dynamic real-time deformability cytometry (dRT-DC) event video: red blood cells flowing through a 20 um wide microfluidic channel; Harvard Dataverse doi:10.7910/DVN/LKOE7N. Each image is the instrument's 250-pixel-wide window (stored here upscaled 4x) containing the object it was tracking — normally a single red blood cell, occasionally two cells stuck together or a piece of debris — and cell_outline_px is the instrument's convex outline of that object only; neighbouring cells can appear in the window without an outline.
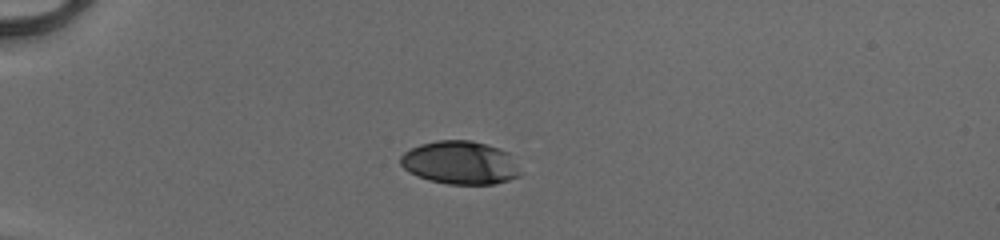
{"species": "human", "species_latin": "Homo sapiens", "temperature_condition": "cold", "stored_images_in_passage": 37, "camera_frame_rate_fps": 3000, "um_per_image_px": 0.085, "donor": {"sex": "male"}, "frame": {"image": 1, "passage_image": 1, "time_ms": 0.0, "image_size_px": [1000, 240], "cell_outline_px": [[520, 176], [496, 184], [448, 184], [428, 180], [408, 172], [400, 164], [400, 156], [404, 152], [420, 144], [436, 140], [472, 140], [500, 148], [508, 152], [520, 172]], "centroid_in_image_um": [39.09, 13.82], "position_along_channel_um": 45.9, "area_um2": 30.23}}
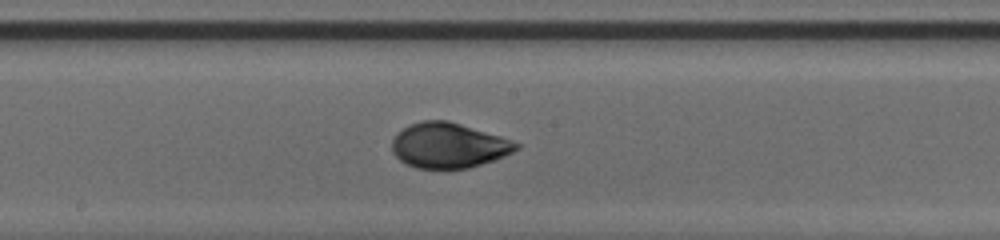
{"frame": {"image": 2, "passage_image": 16, "time_ms": 5.0, "image_size_px": [1000, 240], "cell_outline_px": [[520, 148], [504, 156], [468, 168], [416, 168], [400, 160], [392, 152], [392, 140], [396, 132], [408, 124], [420, 120], [448, 120], [500, 136], [512, 140], [520, 144]], "centroid_in_image_um": [38.09, 12.34], "position_along_channel_um": 210.1, "area_um2": 32.66}}
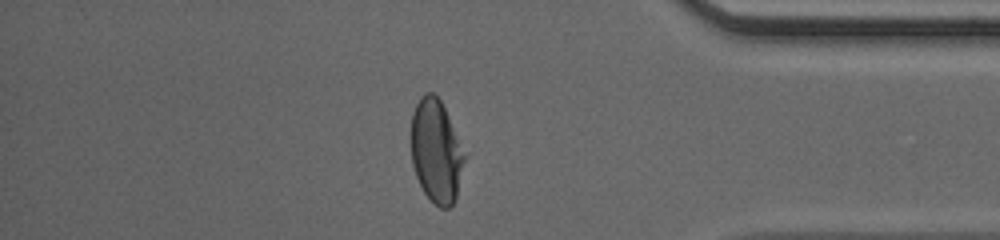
{"frame": {"image": 3, "passage_image": 31, "time_ms": 10.0, "image_size_px": [1000, 240], "cell_outline_px": [[464, 160], [456, 200], [448, 208], [440, 208], [424, 192], [416, 176], [412, 164], [412, 112], [420, 96], [424, 92], [432, 92], [440, 100], [444, 108], [464, 156]], "centroid_in_image_um": [37.04, 12.86], "position_along_channel_um": 398.2, "area_um2": 31.21}, "authors_computed_cell_mechanics": {"area_um2": 32.3102, "velocity_mm_per_s": 4.1254, "shape_relaxation_time_tau1_ms": 3.2587, "shape_relaxation_time_tau2_ms": null, "deformation_change_tau1": 0.168, "deformation_change_tau2": null}}